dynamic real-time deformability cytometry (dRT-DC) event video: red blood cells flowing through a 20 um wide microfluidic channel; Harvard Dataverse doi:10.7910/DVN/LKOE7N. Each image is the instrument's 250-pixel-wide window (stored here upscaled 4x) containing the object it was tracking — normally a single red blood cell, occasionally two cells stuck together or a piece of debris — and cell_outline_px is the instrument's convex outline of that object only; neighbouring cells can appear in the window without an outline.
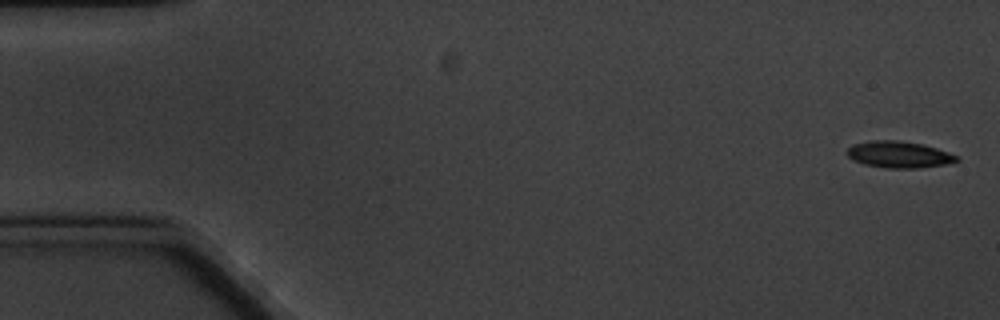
{"species": "common noctule bat (a hibernating species)", "species_latin": "Nyctalus noctula", "temperature_condition": "cold", "stored_images_in_passage": 6, "camera_frame_rate_fps": 3000, "um_per_image_px": 0.085, "animal": {"sex": "male", "body_mass_g": 20.1, "forearm_length_mm": 53.5}, "frame": {"image": 1, "passage_image": 1, "time_ms": 0.0, "image_size_px": [1000, 320], "cell_outline_px": [[960, 160], [944, 164], [916, 168], [888, 168], [864, 164], [848, 156], [844, 152], [852, 144], [872, 140], [896, 140], [920, 144], [936, 148], [948, 152], [956, 156]], "centroid_in_image_um": [76.36, 13.13], "position_along_channel_um": 8.6, "area_um2": 16.7}}
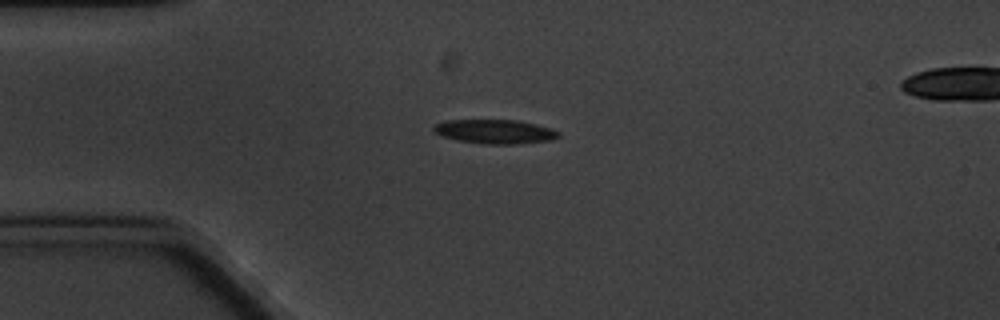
{"frame": {"image": 2, "passage_image": 4, "time_ms": 4.333, "image_size_px": [1000, 320], "cell_outline_px": [[560, 136], [552, 140], [516, 144], [484, 144], [460, 140], [440, 136], [432, 132], [432, 128], [436, 124], [448, 120], [516, 120], [536, 124], [552, 128], [560, 132]], "centroid_in_image_um": [42.08, 11.18], "position_along_channel_um": 42.9, "area_um2": 17.63}}